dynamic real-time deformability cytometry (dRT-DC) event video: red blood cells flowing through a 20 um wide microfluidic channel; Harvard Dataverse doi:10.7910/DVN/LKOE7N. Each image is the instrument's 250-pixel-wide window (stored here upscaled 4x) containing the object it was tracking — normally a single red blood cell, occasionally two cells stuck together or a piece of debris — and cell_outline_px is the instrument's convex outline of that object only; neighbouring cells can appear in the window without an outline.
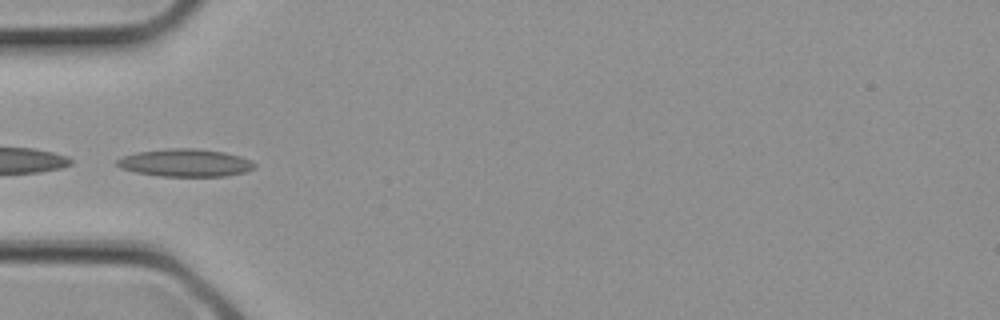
{"species": "common noctule bat (a hibernating species)", "species_latin": "Nyctalus noctula", "temperature_condition": "cold", "stored_images_in_passage": 2, "camera_frame_rate_fps": 3000, "um_per_image_px": 0.085, "animal": {"sex": "female", "body_mass_g": 21.9}, "frame": {"image": 1, "passage_image": 2, "time_ms": 0.333, "image_size_px": [1000, 320], "cell_outline_px": [[256, 168], [244, 172], [224, 176], [160, 176], [136, 172], [120, 168], [116, 164], [116, 160], [124, 156], [136, 152], [172, 148], [192, 148], [224, 152], [240, 156], [256, 164]], "centroid_in_image_um": [15.74, 13.84], "position_along_channel_um": 69.3, "area_um2": 22.02}}